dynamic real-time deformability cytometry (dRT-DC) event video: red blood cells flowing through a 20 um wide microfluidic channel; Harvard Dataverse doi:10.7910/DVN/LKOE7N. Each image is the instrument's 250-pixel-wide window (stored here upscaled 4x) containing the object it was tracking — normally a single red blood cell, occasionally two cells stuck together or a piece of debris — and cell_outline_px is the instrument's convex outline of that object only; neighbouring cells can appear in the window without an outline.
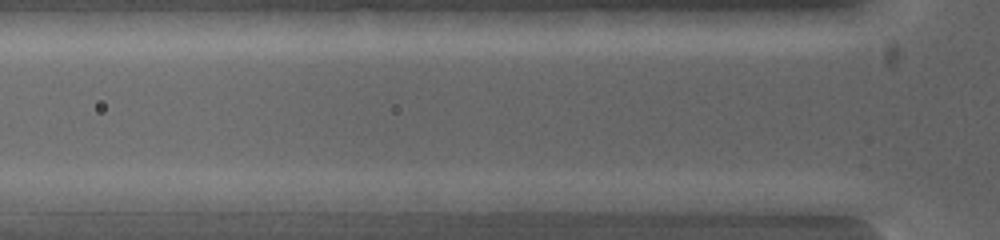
{"species": "common noctule bat (a hibernating species)", "species_latin": "Nyctalus noctula", "temperature_condition": "warm", "stored_images_in_passage": 4, "camera_frame_rate_fps": 5000, "um_per_image_px": 0.085, "animal": {"sex": "female", "body_mass_g": 19.0, "forearm_length_mm": 53.3}, "frame": {"image": 1, "passage_image": 4, "time_ms": 1.4, "image_size_px": [1000, 240], "cell_outline_px": [[608, 200], [576, 212], [508, 212], [496, 200], [500, 192], [584, 192]], "centroid_in_image_um": [46.52, 17.14], "position_along_channel_um": 79.3, "area_um2": 13.47}}